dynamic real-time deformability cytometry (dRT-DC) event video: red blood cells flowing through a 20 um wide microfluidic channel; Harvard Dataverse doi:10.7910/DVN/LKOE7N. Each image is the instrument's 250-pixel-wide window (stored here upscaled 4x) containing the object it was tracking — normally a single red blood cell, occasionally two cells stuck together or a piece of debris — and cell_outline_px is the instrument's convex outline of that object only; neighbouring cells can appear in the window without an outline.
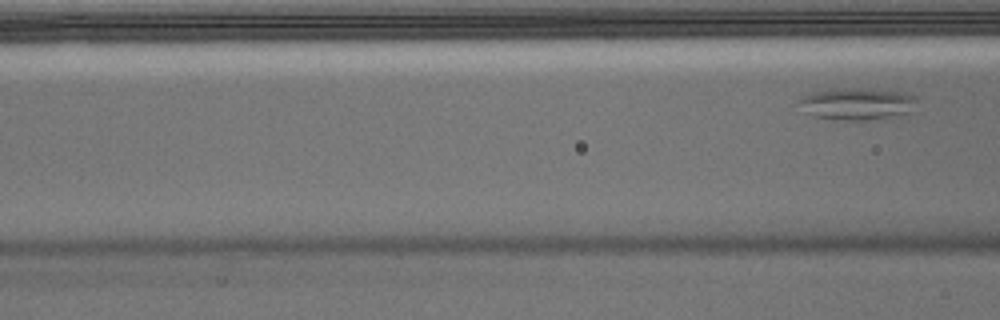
{"species": "Egyptian fruit bat (a non-hibernating species)", "species_latin": "Rousettus aegyptiacus", "temperature_condition": "warm", "stored_images_in_passage": 6, "camera_frame_rate_fps": 3000, "um_per_image_px": 0.085, "animal": {"sex": "male"}, "frame": {"image": 1, "passage_image": 6, "time_ms": 1.667, "image_size_px": [1000, 320], "cell_outline_px": [[916, 100], [912, 112], [864, 120], [836, 120], [812, 116], [800, 100], [800, 96], [812, 92], [836, 88], [860, 88], [900, 92], [916, 96]], "centroid_in_image_um": [72.86, 8.81], "position_along_channel_um": 93.7, "area_um2": 21.5}}